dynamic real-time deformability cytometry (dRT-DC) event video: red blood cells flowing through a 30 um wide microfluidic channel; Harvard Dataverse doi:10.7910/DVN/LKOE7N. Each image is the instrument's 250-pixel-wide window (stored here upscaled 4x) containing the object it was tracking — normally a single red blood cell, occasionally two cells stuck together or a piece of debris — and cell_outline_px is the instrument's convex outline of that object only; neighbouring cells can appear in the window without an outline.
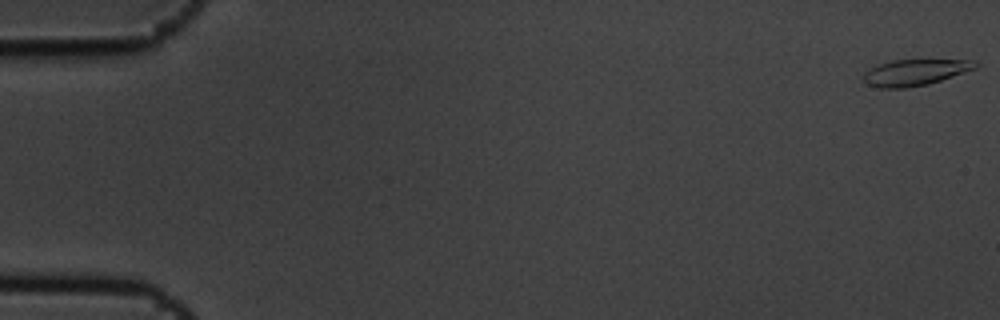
{"species": "common noctule bat (a hibernating species)", "species_latin": "Nyctalus noctula", "temperature_condition": "cold", "stored_images_in_passage": 5, "camera_frame_rate_fps": 3000, "um_per_image_px": 0.085, "animal": {"sex": "male", "body_mass_g": 19.5, "forearm_length_mm": 54.6}, "frame": {"image": 1, "passage_image": 1, "time_ms": 0.0, "image_size_px": [1000, 320], "cell_outline_px": [[980, 64], [976, 68], [928, 84], [904, 88], [880, 88], [868, 84], [864, 80], [864, 72], [880, 64], [892, 60], [976, 60]], "centroid_in_image_um": [77.8, 6.15], "position_along_channel_um": 7.2, "area_um2": 16.82}}
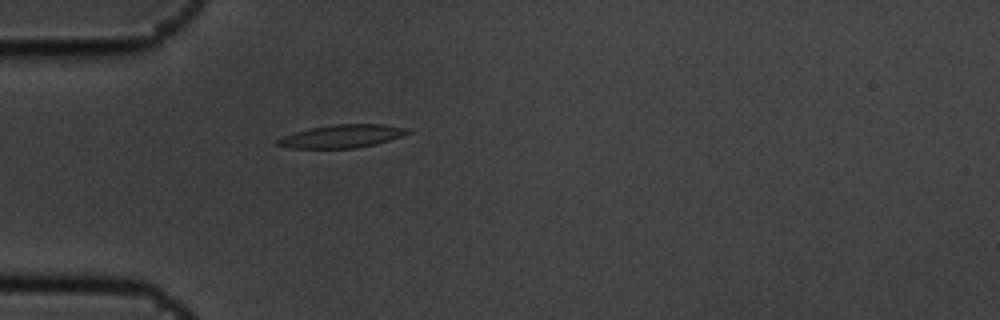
{"frame": {"image": 2, "passage_image": 5, "time_ms": 1.333, "image_size_px": [1000, 320], "cell_outline_px": [[412, 132], [376, 144], [356, 148], [288, 148], [276, 144], [276, 140], [284, 136], [296, 132], [312, 128], [332, 124], [380, 124], [408, 128]], "centroid_in_image_um": [29.07, 11.58], "position_along_channel_um": 55.9, "area_um2": 17.28}}